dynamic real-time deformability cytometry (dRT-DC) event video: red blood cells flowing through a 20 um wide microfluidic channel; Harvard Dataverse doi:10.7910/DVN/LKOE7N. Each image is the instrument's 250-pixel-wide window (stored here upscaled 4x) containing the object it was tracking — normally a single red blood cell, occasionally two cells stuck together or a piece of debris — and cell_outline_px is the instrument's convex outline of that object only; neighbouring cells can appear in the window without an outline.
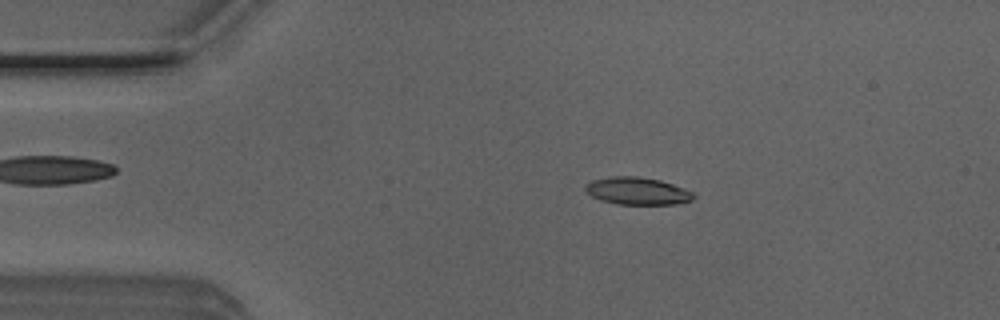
{"species": "Egyptian fruit bat (a non-hibernating species)", "species_latin": "Rousettus aegyptiacus", "temperature_condition": "room temperature", "stored_images_in_passage": 50, "camera_frame_rate_fps": 3000, "um_per_image_px": 0.085, "animal": {"sex": "male"}, "frame": {"image": 1, "passage_image": 9, "time_ms": 2.667, "image_size_px": [1000, 320], "cell_outline_px": [[696, 196], [692, 200], [676, 204], [616, 204], [600, 200], [584, 192], [584, 184], [592, 180], [612, 176], [636, 176], [660, 180], [684, 188], [692, 192]], "centroid_in_image_um": [54.13, 16.23], "position_along_channel_um": 30.9, "area_um2": 17.4}}
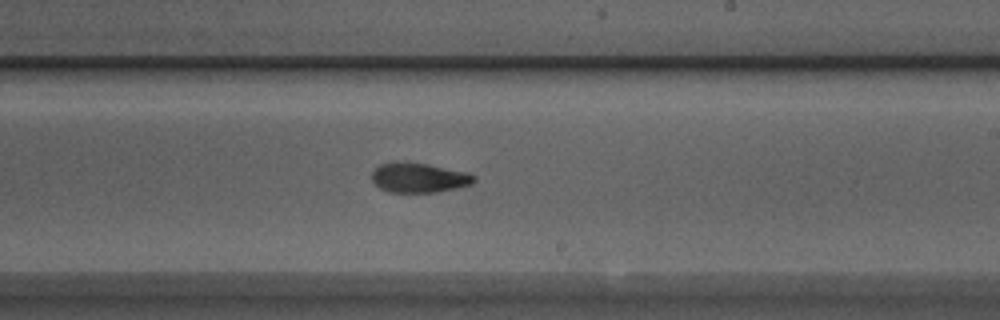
{"frame": {"image": 2, "passage_image": 29, "time_ms": 9.333, "image_size_px": [1000, 320], "cell_outline_px": [[476, 180], [472, 184], [456, 188], [436, 192], [388, 192], [380, 188], [372, 180], [372, 172], [380, 164], [396, 160], [428, 164], [468, 172], [476, 176]], "centroid_in_image_um": [35.61, 15.09], "position_along_channel_um": 253.4, "area_um2": 17.92}}
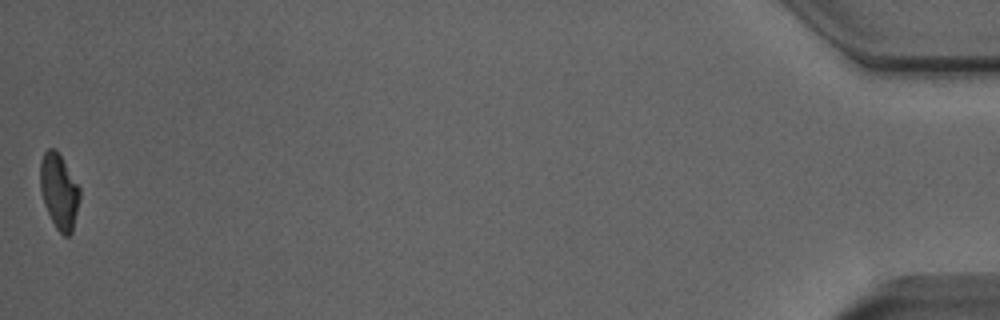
{"frame": {"image": 3, "passage_image": 50, "time_ms": 16.333, "image_size_px": [1000, 320], "cell_outline_px": [[80, 200], [72, 232], [68, 236], [64, 236], [56, 228], [48, 212], [40, 188], [40, 160], [44, 152], [48, 148], [56, 148], [80, 188]], "centroid_in_image_um": [5.03, 16.24], "position_along_channel_um": 430.2, "area_um2": 17.22}, "authors_computed_cell_mechanics": {"area_um2": 17.8024, "velocity_mm_per_s": 4.0154, "shape_relaxation_time_tau1_ms": 4.7141, "shape_relaxation_time_tau2_ms": 3.1037, "deformation_change_tau1": 0.1691, "deformation_change_tau2": 0.1073}}